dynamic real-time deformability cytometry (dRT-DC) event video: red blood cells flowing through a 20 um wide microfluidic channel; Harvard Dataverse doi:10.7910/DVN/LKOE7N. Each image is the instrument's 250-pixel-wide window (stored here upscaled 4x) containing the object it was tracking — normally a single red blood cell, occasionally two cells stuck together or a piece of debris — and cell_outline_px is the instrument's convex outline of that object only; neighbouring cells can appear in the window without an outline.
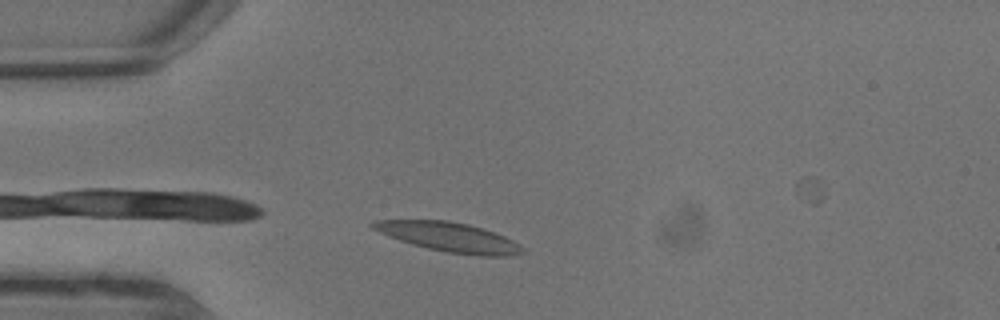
{"species": "common noctule bat (a hibernating species)", "species_latin": "Nyctalus noctula", "temperature_condition": "warm", "stored_images_in_passage": 3, "camera_frame_rate_fps": 3000, "um_per_image_px": 0.085, "animal": {"sex": "male", "body_mass_g": 13.3}, "frame": {"image": 1, "passage_image": 1, "time_ms": 0.0, "image_size_px": [1000, 320], "cell_outline_px": [[528, 252], [508, 256], [480, 256], [448, 252], [428, 248], [412, 244], [400, 240], [380, 232], [372, 228], [368, 224], [376, 220], [448, 220], [468, 224], [504, 236], [520, 244]], "centroid_in_image_um": [38.21, 20.15], "position_along_channel_um": 46.8, "area_um2": 25.43}}
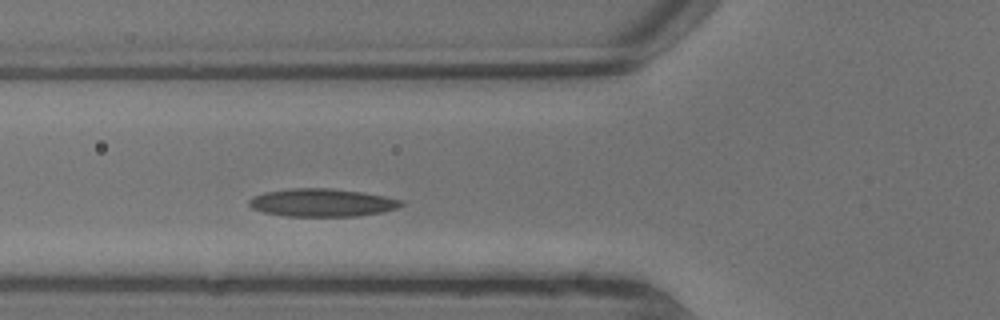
{"frame": {"image": 2, "passage_image": 3, "time_ms": 0.667, "image_size_px": [1000, 320], "cell_outline_px": [[404, 204], [396, 208], [380, 212], [356, 216], [284, 216], [264, 212], [252, 208], [248, 204], [248, 200], [252, 196], [264, 192], [288, 188], [328, 188], [364, 192], [404, 200]], "centroid_in_image_um": [27.34, 17.21], "position_along_channel_um": 98.5, "area_um2": 24.85}}